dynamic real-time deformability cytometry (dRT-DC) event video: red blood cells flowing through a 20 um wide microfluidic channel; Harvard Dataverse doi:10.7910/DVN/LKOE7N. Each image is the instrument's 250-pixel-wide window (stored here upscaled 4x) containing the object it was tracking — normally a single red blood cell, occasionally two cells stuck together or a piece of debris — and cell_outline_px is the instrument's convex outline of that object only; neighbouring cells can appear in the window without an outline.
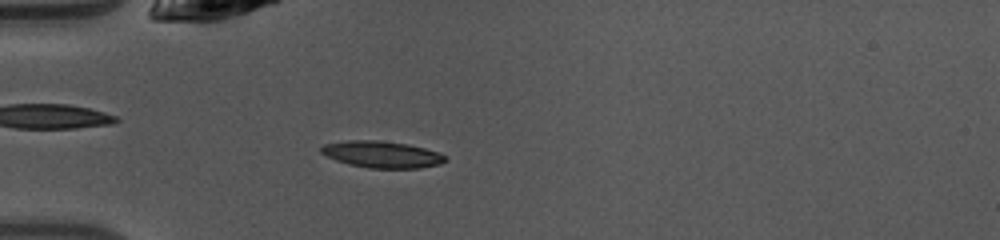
{"species": "common noctule bat (a hibernating species)", "species_latin": "Nyctalus noctula", "temperature_condition": "warm", "stored_images_in_passage": 38, "camera_frame_rate_fps": 3000, "um_per_image_px": 0.085, "animal": {"sex": "female", "body_mass_g": 10.0, "forearm_length_mm": 53.1}, "frame": {"image": 1, "passage_image": 4, "time_ms": 1.0, "image_size_px": [1000, 240], "cell_outline_px": [[448, 160], [440, 164], [420, 168], [368, 168], [348, 164], [336, 160], [320, 152], [320, 148], [324, 144], [344, 140], [376, 140], [408, 144], [440, 152], [448, 156]], "centroid_in_image_um": [32.5, 13.12], "position_along_channel_um": 52.5, "area_um2": 19.48}}
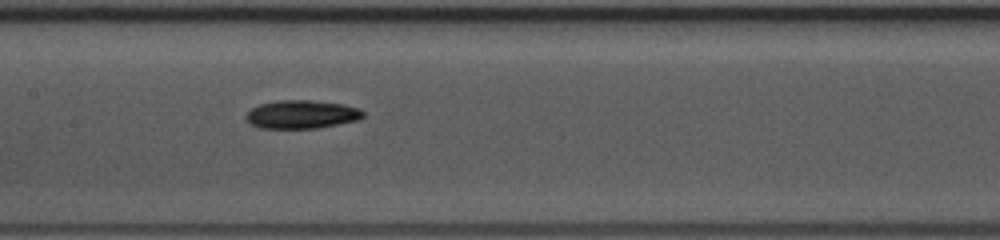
{"frame": {"image": 2, "passage_image": 14, "time_ms": 4.333, "image_size_px": [1000, 240], "cell_outline_px": [[364, 116], [360, 120], [316, 128], [260, 128], [252, 124], [244, 116], [252, 108], [260, 104], [280, 100], [308, 100], [344, 104], [360, 108], [364, 112]], "centroid_in_image_um": [25.68, 9.72], "position_along_channel_um": 181.7, "area_um2": 19.31}}
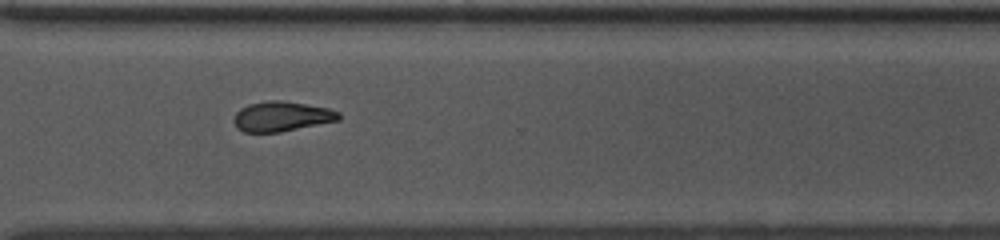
{"frame": {"image": 3, "passage_image": 26, "time_ms": 8.333, "image_size_px": [1000, 240], "cell_outline_px": [[340, 120], [280, 132], [244, 132], [236, 128], [232, 120], [236, 112], [240, 108], [248, 104], [268, 100], [280, 100], [328, 108], [340, 112]], "centroid_in_image_um": [23.91, 9.9], "position_along_channel_um": 346.7, "area_um2": 18.38}, "authors_computed_cell_mechanics": {"area_um2": 18.8139, "velocity_mm_per_s": 4.1382, "shape_relaxation_time_tau1_ms": 3.5395, "shape_relaxation_time_tau2_ms": null, "deformation_change_tau1": 0.1087, "deformation_change_tau2": null}}